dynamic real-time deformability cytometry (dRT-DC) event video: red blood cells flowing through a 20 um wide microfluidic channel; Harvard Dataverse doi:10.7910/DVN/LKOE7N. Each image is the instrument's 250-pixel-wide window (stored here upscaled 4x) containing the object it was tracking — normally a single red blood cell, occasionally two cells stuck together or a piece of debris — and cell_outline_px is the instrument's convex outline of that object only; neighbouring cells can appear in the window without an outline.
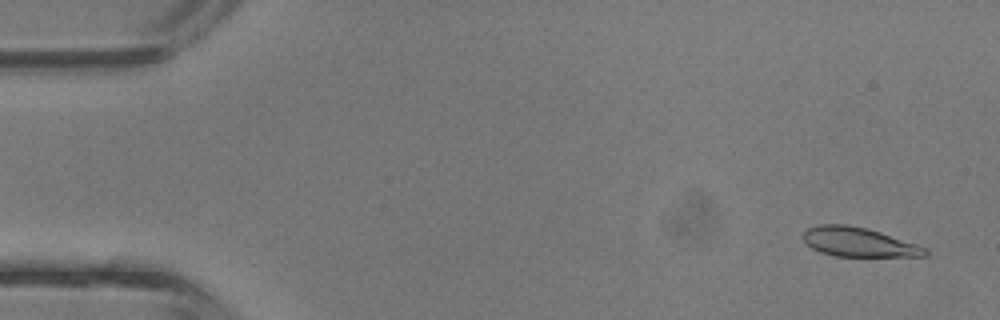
{"species": "common noctule bat (a hibernating species)", "species_latin": "Nyctalus noctula", "temperature_condition": "room temperature", "stored_images_in_passage": 41, "camera_frame_rate_fps": 3000, "um_per_image_px": 0.085, "animal": {"sex": "male", "body_mass_g": 13.3}, "frame": {"image": 1, "passage_image": 2, "time_ms": 0.333, "image_size_px": [1000, 320], "cell_outline_px": [[928, 252], [924, 256], [836, 256], [820, 252], [812, 248], [804, 240], [804, 232], [808, 228], [816, 224], [844, 224], [868, 228], [928, 248]], "centroid_in_image_um": [72.97, 20.57], "position_along_channel_um": 12.0, "area_um2": 20.63}}
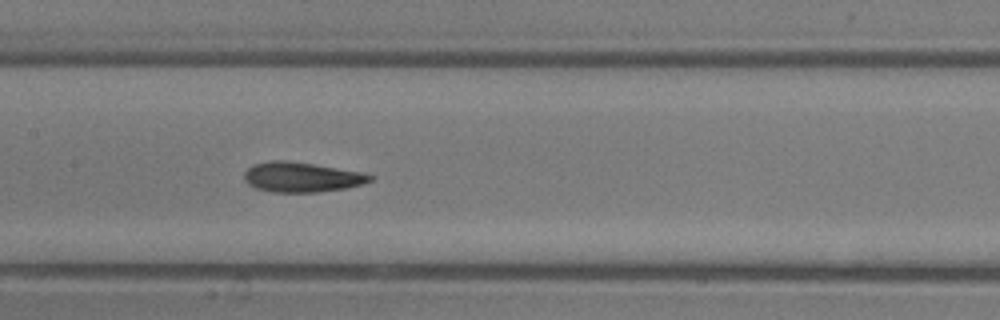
{"frame": {"image": 2, "passage_image": 20, "time_ms": 6.333, "image_size_px": [1000, 320], "cell_outline_px": [[376, 176], [372, 180], [360, 184], [344, 188], [320, 192], [272, 192], [256, 188], [248, 184], [244, 180], [244, 172], [252, 164], [272, 160], [288, 160], [360, 172]], "centroid_in_image_um": [25.59, 15.05], "position_along_channel_um": 181.8, "area_um2": 21.85}}
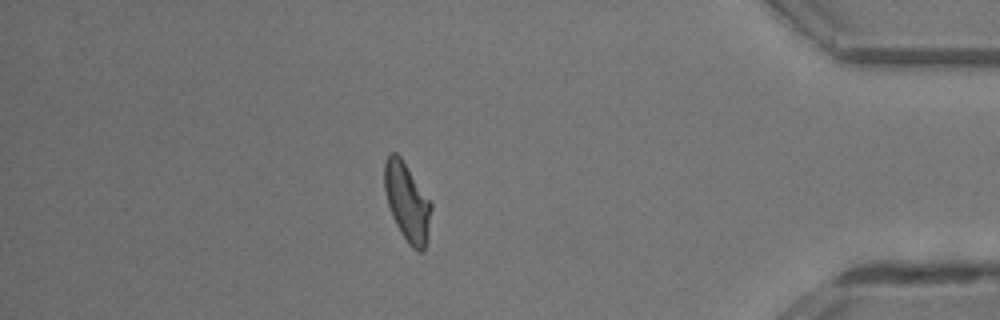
{"frame": {"image": 3, "passage_image": 36, "time_ms": 11.667, "image_size_px": [1000, 320], "cell_outline_px": [[432, 208], [428, 240], [424, 252], [420, 252], [412, 248], [408, 244], [400, 232], [392, 216], [384, 192], [384, 160], [392, 152], [396, 152], [400, 156], [432, 204]], "centroid_in_image_um": [34.61, 17.22], "position_along_channel_um": 400.6, "area_um2": 21.44}, "authors_computed_cell_mechanics": {"area_um2": 21.3282, "velocity_mm_per_s": 4.8969, "shape_relaxation_time_tau1_ms": 2.4843, "shape_relaxation_time_tau2_ms": 1.6009, "deformation_change_tau1": 0.1445, "deformation_change_tau2": 0.0989}}